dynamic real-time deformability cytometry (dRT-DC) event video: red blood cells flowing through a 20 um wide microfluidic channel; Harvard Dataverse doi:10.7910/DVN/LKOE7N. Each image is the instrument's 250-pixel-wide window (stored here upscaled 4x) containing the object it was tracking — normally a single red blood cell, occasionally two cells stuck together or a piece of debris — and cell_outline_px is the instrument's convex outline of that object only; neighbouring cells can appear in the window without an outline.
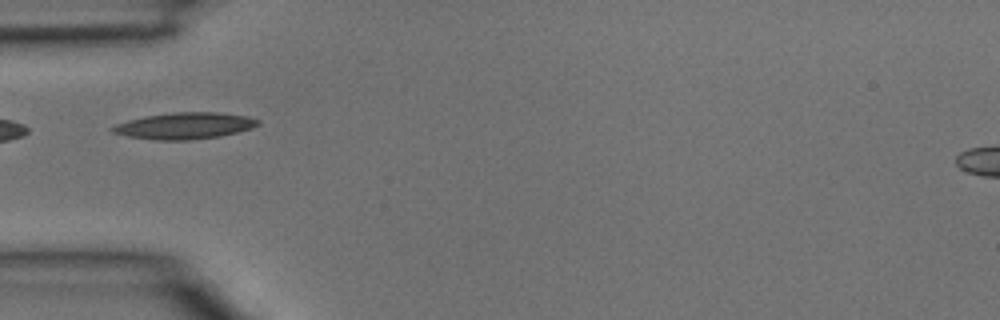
{"species": "common noctule bat (a hibernating species)", "species_latin": "Nyctalus noctula", "temperature_condition": "room temperature", "stored_images_in_passage": 4, "camera_frame_rate_fps": 3000, "um_per_image_px": 0.085, "animal": {"sex": "male", "body_mass_g": 15.6}, "frame": {"image": 1, "passage_image": 4, "time_ms": 1.0, "image_size_px": [1000, 320], "cell_outline_px": [[260, 124], [252, 128], [220, 136], [188, 140], [152, 140], [128, 136], [112, 132], [108, 128], [116, 124], [128, 120], [144, 116], [172, 112], [216, 112], [248, 116], [260, 120]], "centroid_in_image_um": [15.67, 10.69], "position_along_channel_um": 69.3, "area_um2": 22.54}}